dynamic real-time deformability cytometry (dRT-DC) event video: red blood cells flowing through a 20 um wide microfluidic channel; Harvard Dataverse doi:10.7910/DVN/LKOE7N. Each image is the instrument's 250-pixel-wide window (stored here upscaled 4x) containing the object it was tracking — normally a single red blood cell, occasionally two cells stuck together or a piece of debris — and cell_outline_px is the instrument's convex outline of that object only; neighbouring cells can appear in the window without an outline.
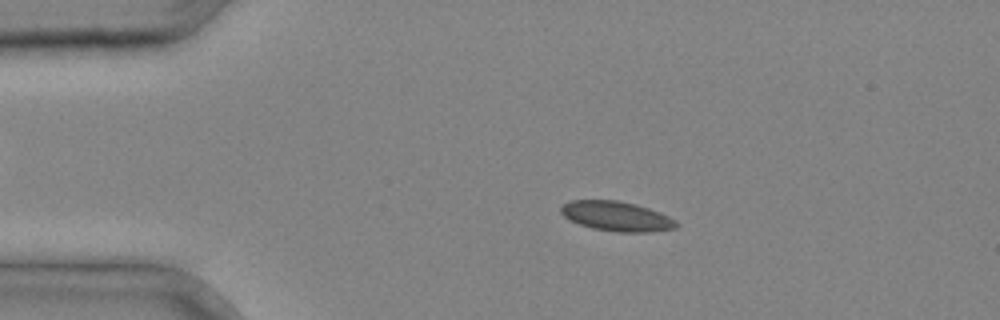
{"species": "common noctule bat (a hibernating species)", "species_latin": "Nyctalus noctula", "temperature_condition": "cold", "stored_images_in_passage": 34, "camera_frame_rate_fps": 3000, "um_per_image_px": 0.085, "animal": {"sex": "male", "body_mass_g": 20.4}, "frame": {"image": 1, "passage_image": 5, "time_ms": 1.333, "image_size_px": [1000, 320], "cell_outline_px": [[680, 224], [676, 228], [648, 232], [616, 232], [592, 228], [580, 224], [564, 216], [560, 212], [560, 208], [568, 200], [616, 200], [636, 204], [660, 212], [676, 220]], "centroid_in_image_um": [52.43, 18.38], "position_along_channel_um": 32.6, "area_um2": 20.0}}
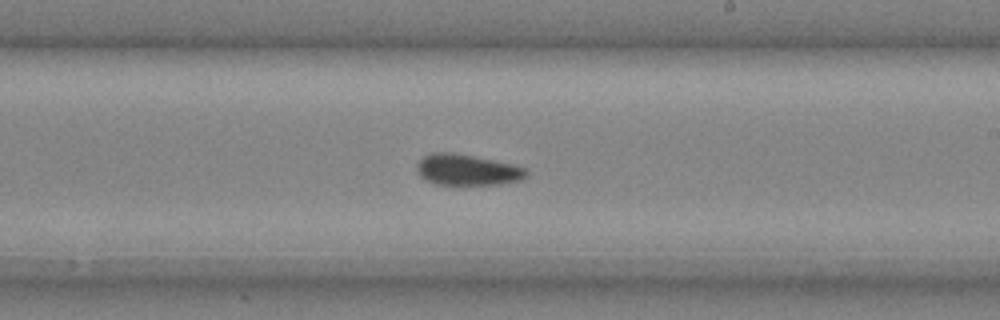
{"frame": {"image": 2, "passage_image": 20, "time_ms": 6.333, "image_size_px": [1000, 320], "cell_outline_px": [[528, 176], [520, 180], [496, 184], [436, 184], [420, 176], [416, 168], [416, 164], [424, 156], [432, 152], [452, 152], [512, 164], [528, 168]], "centroid_in_image_um": [39.72, 14.43], "position_along_channel_um": 249.3, "area_um2": 19.59}}
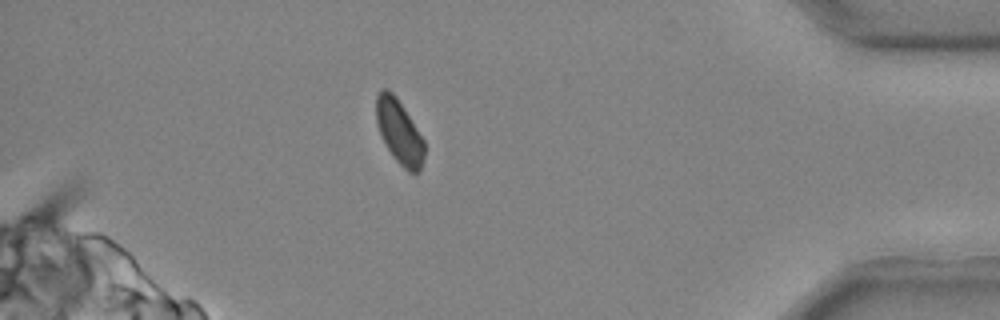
{"frame": {"image": 3, "passage_image": 31, "time_ms": 10.0, "image_size_px": [1000, 320], "cell_outline_px": [[424, 156], [420, 168], [416, 172], [408, 172], [396, 160], [388, 148], [380, 132], [376, 120], [376, 96], [384, 88], [388, 88], [396, 96], [404, 108], [424, 140]], "centroid_in_image_um": [33.93, 11.17], "position_along_channel_um": 401.3, "area_um2": 17.57}}